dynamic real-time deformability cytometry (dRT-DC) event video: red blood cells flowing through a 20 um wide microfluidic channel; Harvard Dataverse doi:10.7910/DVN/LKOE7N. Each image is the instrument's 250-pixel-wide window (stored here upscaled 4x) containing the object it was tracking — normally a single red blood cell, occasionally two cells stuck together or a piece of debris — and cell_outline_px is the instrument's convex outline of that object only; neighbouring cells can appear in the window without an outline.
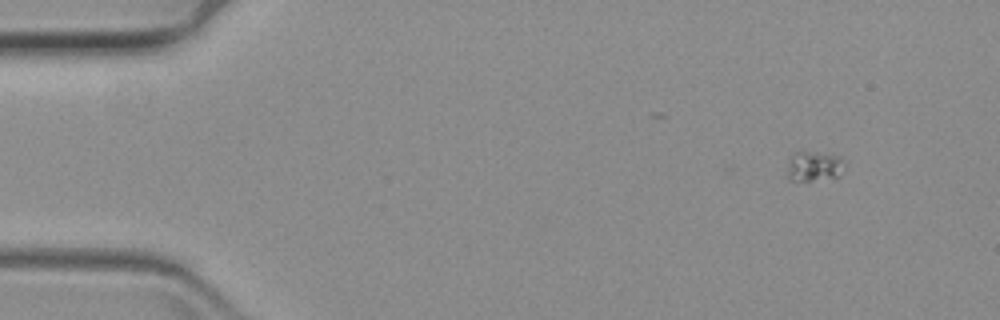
{"species": "common noctule bat (a hibernating species)", "species_latin": "Nyctalus noctula", "temperature_condition": "warm", "stored_images_in_passage": 11, "camera_frame_rate_fps": 3000, "um_per_image_px": 0.085, "animal": {"sex": "female", "body_mass_g": 19.3, "forearm_length_mm": 54.1}, "frame": {"image": 1, "passage_image": 1, "time_ms": 0.0, "image_size_px": [1000, 320], "cell_outline_px": [[848, 164], [840, 176], [812, 180], [788, 180], [788, 160], [792, 152], [816, 152], [840, 156]], "centroid_in_image_um": [69.24, 14.11], "position_along_channel_um": 15.8, "area_um2": 10.23}}